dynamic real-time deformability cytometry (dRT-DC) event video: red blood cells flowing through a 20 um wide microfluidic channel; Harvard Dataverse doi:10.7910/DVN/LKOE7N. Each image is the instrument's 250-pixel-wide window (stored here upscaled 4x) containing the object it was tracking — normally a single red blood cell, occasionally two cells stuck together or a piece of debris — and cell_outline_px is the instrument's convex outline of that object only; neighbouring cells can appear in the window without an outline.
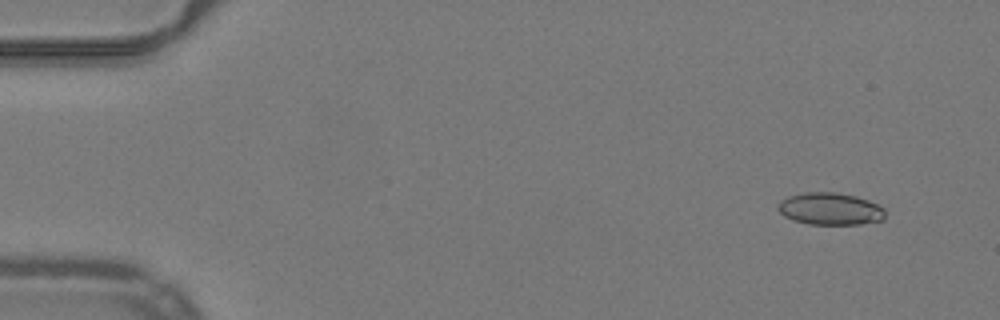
{"species": "common noctule bat (a hibernating species)", "species_latin": "Nyctalus noctula", "temperature_condition": "warm", "stored_images_in_passage": 49, "camera_frame_rate_fps": 3000, "um_per_image_px": 0.085, "animal": {"sex": "male", "body_mass_g": 19.2, "forearm_length_mm": 51.8}, "frame": {"image": 1, "passage_image": 1, "time_ms": 0.0, "image_size_px": [1000, 320], "cell_outline_px": [[884, 220], [860, 224], [808, 224], [792, 220], [784, 216], [776, 208], [776, 204], [780, 200], [788, 196], [804, 192], [836, 192], [856, 196], [868, 200], [884, 208]], "centroid_in_image_um": [70.52, 17.75], "position_along_channel_um": 14.5, "area_um2": 20.29}}
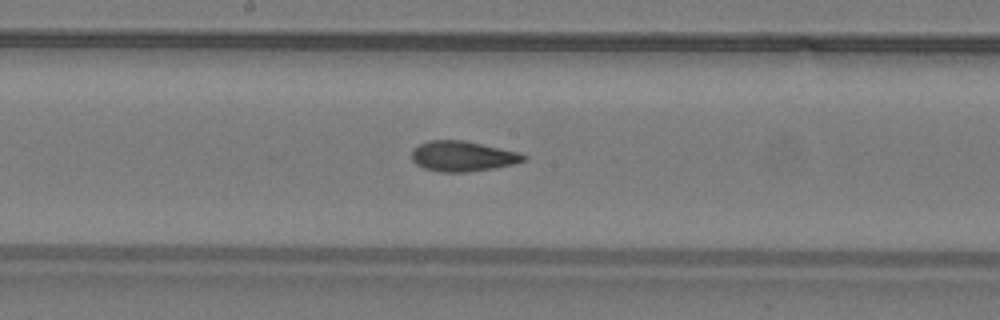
{"frame": {"image": 2, "passage_image": 25, "time_ms": 8.0, "image_size_px": [1000, 320], "cell_outline_px": [[528, 156], [524, 160], [512, 164], [496, 168], [468, 172], [440, 172], [424, 168], [416, 164], [412, 160], [412, 148], [428, 140], [464, 140], [520, 152]], "centroid_in_image_um": [39.32, 13.28], "position_along_channel_um": 208.9, "area_um2": 19.88}}
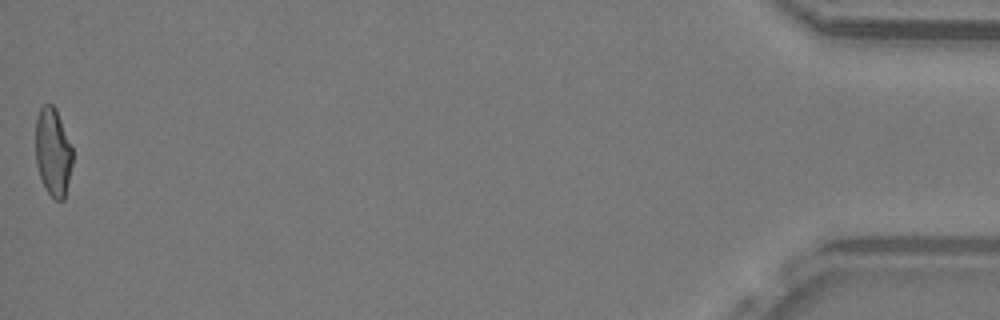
{"frame": {"image": 3, "passage_image": 49, "time_ms": 16.0, "image_size_px": [1000, 320], "cell_outline_px": [[72, 164], [64, 200], [52, 200], [44, 188], [36, 164], [36, 116], [40, 108], [44, 104], [52, 104], [56, 108], [72, 148]], "centroid_in_image_um": [4.49, 12.95], "position_along_channel_um": 430.7, "area_um2": 19.07}, "authors_computed_cell_mechanics": {"area_um2": 19.941, "velocity_mm_per_s": 4.006, "shape_relaxation_time_tau1_ms": null, "shape_relaxation_time_tau2_ms": 2.7868, "deformation_change_tau1": null, "deformation_change_tau2": 0.0816}}